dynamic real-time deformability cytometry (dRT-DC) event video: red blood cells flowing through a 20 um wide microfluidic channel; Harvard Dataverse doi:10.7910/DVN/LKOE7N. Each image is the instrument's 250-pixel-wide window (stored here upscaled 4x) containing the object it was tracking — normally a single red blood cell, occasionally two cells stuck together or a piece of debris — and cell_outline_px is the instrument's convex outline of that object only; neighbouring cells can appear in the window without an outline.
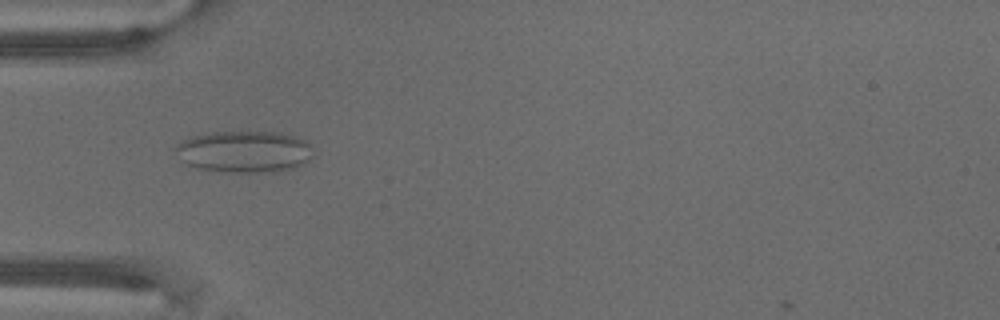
{"species": "common noctule bat (a hibernating species)", "species_latin": "Nyctalus noctula", "temperature_condition": "warm", "stored_images_in_passage": 71, "camera_frame_rate_fps": 3000, "um_per_image_px": 0.085, "animal": {"sex": "male", "body_mass_g": 18.8}, "frame": {"image": 1, "passage_image": 23, "time_ms": 7.333, "image_size_px": [1000, 320], "cell_outline_px": [[316, 156], [292, 168], [276, 172], [216, 172], [196, 168], [184, 164], [180, 160], [172, 148], [176, 144], [188, 136], [212, 132], [280, 132], [308, 140]], "centroid_in_image_um": [20.72, 12.89], "position_along_channel_um": 64.3, "area_um2": 34.33}}
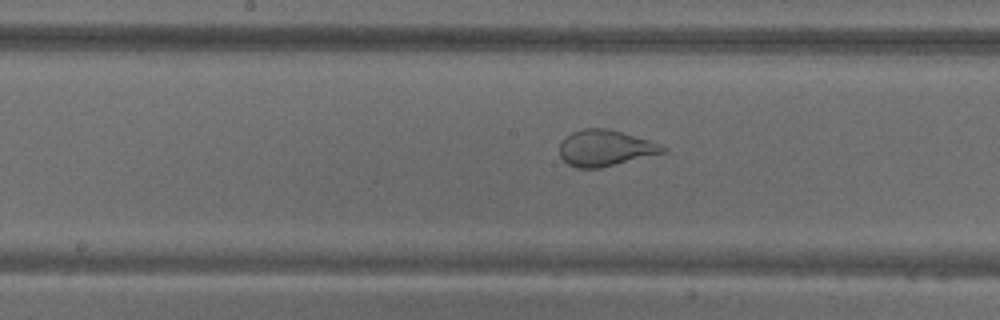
{"frame": {"image": 2, "passage_image": 37, "time_ms": 12.0, "image_size_px": [1000, 320], "cell_outline_px": [[668, 148], [664, 152], [600, 168], [576, 168], [568, 164], [560, 156], [560, 144], [564, 136], [572, 132], [584, 128], [608, 128], [648, 140], [660, 144]], "centroid_in_image_um": [51.4, 12.58], "position_along_channel_um": 196.8, "area_um2": 21.56}}
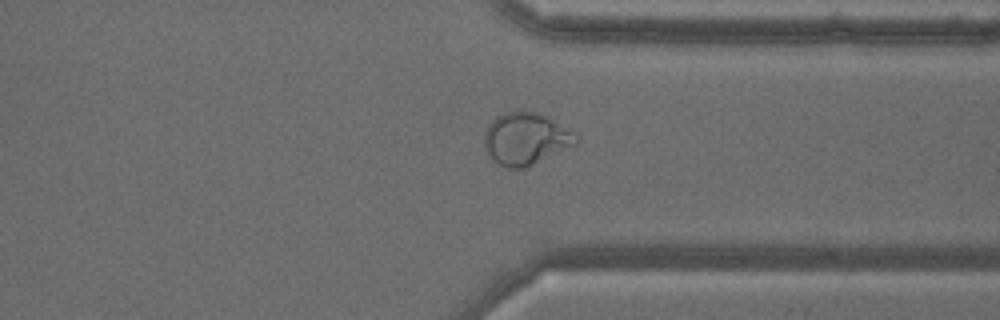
{"frame": {"image": 3, "passage_image": 55, "time_ms": 18.0, "image_size_px": [1000, 320], "cell_outline_px": [[580, 140], [576, 144], [524, 168], [508, 168], [500, 164], [484, 148], [484, 132], [488, 124], [496, 116], [504, 112], [536, 112], [548, 116], [580, 136]], "centroid_in_image_um": [44.7, 11.77], "position_along_channel_um": 366.7, "area_um2": 27.63}}